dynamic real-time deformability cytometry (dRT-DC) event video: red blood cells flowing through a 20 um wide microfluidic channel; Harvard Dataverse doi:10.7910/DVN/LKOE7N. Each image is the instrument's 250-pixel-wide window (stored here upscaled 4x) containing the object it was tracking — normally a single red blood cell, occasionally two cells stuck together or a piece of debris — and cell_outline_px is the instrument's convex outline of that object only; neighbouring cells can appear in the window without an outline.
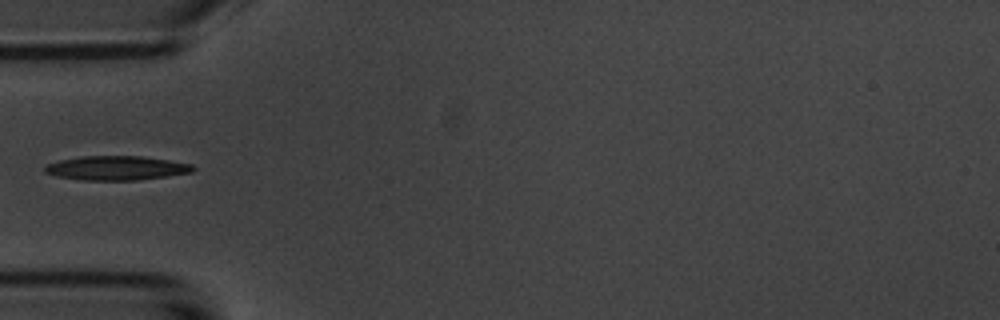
{"species": "common noctule bat (a hibernating species)", "species_latin": "Nyctalus noctula", "temperature_condition": "room temperature", "stored_images_in_passage": 5, "camera_frame_rate_fps": 3000, "um_per_image_px": 0.085, "animal": {"sex": "male", "body_mass_g": 20.1, "forearm_length_mm": 53.5}, "frame": {"image": 1, "passage_image": 5, "time_ms": 4.667, "image_size_px": [1000, 320], "cell_outline_px": [[196, 168], [192, 172], [136, 180], [80, 180], [56, 176], [44, 172], [44, 168], [48, 164], [60, 160], [80, 156], [140, 156], [168, 160], [192, 164]], "centroid_in_image_um": [9.87, 14.28], "position_along_channel_um": 75.1, "area_um2": 20.75}}